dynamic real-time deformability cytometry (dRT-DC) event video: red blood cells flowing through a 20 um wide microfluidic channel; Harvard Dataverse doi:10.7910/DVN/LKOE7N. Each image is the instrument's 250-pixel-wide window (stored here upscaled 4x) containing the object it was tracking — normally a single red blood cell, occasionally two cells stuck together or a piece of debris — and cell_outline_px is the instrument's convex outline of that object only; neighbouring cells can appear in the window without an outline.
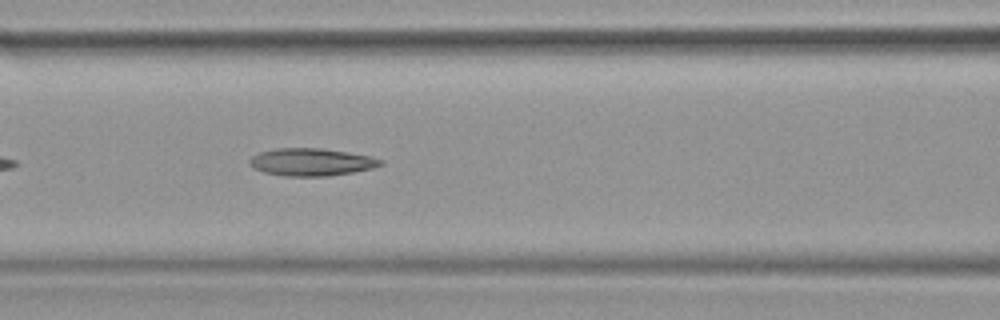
{"species": "common noctule bat (a hibernating species)", "species_latin": "Nyctalus noctula", "temperature_condition": "warm", "stored_images_in_passage": 39, "camera_frame_rate_fps": 3000, "um_per_image_px": 0.085, "animal": {"sex": "female", "body_mass_g": 19.9}, "frame": {"image": 1, "passage_image": 17, "time_ms": 5.333, "image_size_px": [1000, 320], "cell_outline_px": [[384, 164], [372, 168], [352, 172], [328, 176], [284, 176], [264, 172], [252, 168], [248, 164], [248, 160], [252, 156], [260, 152], [276, 148], [320, 148], [348, 152], [372, 156], [384, 160]], "centroid_in_image_um": [26.46, 13.77], "position_along_channel_um": 140.1, "area_um2": 21.15}}